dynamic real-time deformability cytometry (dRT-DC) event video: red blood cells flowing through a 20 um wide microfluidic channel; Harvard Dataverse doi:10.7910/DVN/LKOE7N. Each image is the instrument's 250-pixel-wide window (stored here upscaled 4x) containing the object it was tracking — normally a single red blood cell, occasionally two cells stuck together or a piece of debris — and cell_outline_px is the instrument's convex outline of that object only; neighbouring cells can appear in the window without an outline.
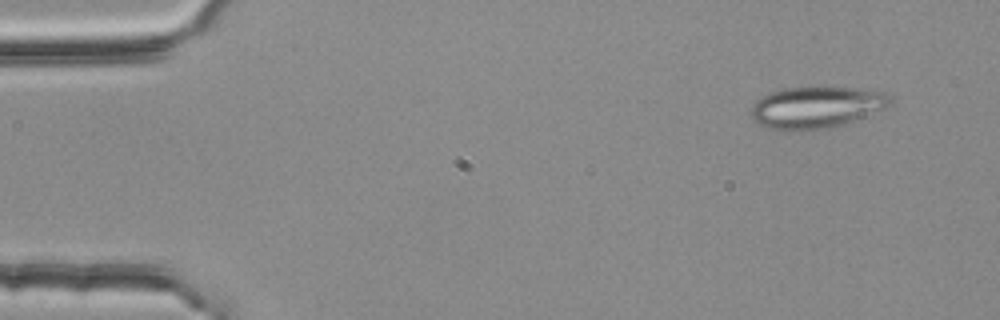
{"species": "common noctule bat (a hibernating species)", "species_latin": "Nyctalus noctula", "temperature_condition": "room temperature", "stored_images_in_passage": 50, "camera_frame_rate_fps": 3000, "um_per_image_px": 0.085, "animal": {"sex": "female", "body_mass_g": 25.1}, "frame": {"image": 1, "passage_image": 1, "time_ms": 0.0, "image_size_px": [1000, 320], "cell_outline_px": [[892, 104], [884, 108], [852, 120], [840, 124], [800, 132], [768, 128], [760, 124], [752, 116], [752, 104], [760, 96], [768, 92], [780, 88], [856, 88], [884, 92], [892, 96]], "centroid_in_image_um": [69.34, 9.11], "position_along_channel_um": 15.7, "area_um2": 33.35}}
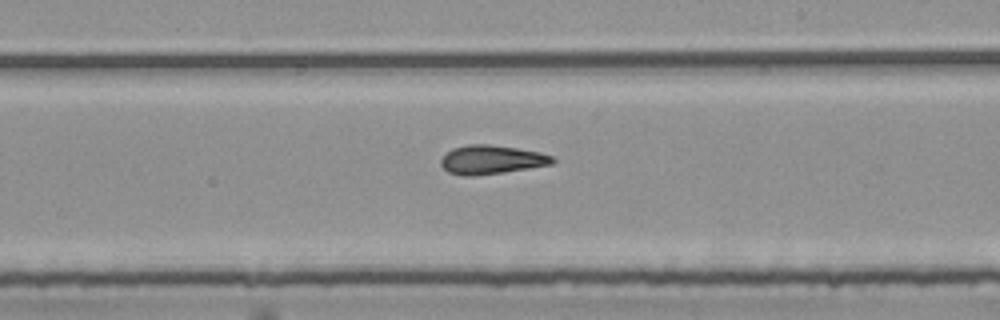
{"frame": {"image": 2, "passage_image": 28, "time_ms": 9.0, "image_size_px": [1000, 320], "cell_outline_px": [[556, 160], [552, 164], [504, 172], [472, 176], [464, 176], [448, 172], [440, 164], [440, 160], [452, 148], [468, 144], [488, 144], [516, 148], [540, 152], [552, 156]], "centroid_in_image_um": [41.76, 13.57], "position_along_channel_um": 247.2, "area_um2": 18.67}}
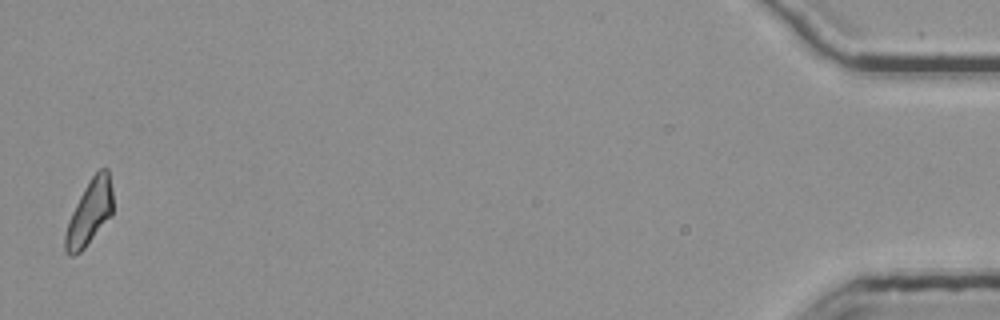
{"frame": {"image": 3, "passage_image": 50, "time_ms": 16.333, "image_size_px": [1000, 320], "cell_outline_px": [[112, 216], [84, 248], [80, 252], [72, 256], [68, 256], [64, 252], [64, 236], [68, 220], [84, 188], [92, 176], [100, 168], [108, 168], [112, 192]], "centroid_in_image_um": [7.59, 18.1], "position_along_channel_um": 427.6, "area_um2": 18.03}, "authors_computed_cell_mechanics": {"area_um2": 18.5827, "velocity_mm_per_s": 3.7832, "shape_relaxation_time_tau1_ms": null, "shape_relaxation_time_tau2_ms": 3.3972, "deformation_change_tau1": null, "deformation_change_tau2": 0.1175}}